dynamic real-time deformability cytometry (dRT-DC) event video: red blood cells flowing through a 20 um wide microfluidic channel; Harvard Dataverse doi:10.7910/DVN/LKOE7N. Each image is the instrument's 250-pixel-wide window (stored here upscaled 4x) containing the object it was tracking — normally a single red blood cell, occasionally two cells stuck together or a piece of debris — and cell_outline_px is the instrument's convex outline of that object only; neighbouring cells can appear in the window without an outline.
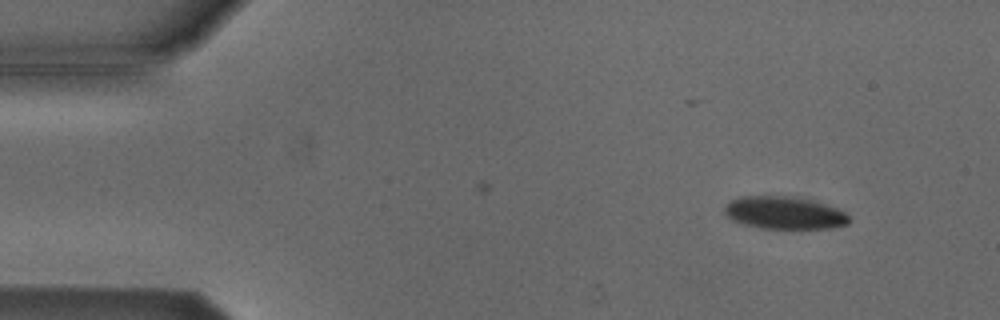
{"species": "Egyptian fruit bat (a non-hibernating species)", "species_latin": "Rousettus aegyptiacus", "temperature_condition": "cold", "stored_images_in_passage": 44, "camera_frame_rate_fps": 3000, "um_per_image_px": 0.085, "animal": {"sex": "male"}, "frame": {"image": 1, "passage_image": 2, "time_ms": 0.333, "image_size_px": [1000, 320], "cell_outline_px": [[852, 220], [848, 224], [832, 228], [760, 228], [744, 224], [732, 220], [724, 212], [724, 208], [732, 200], [740, 196], [792, 196], [812, 200], [836, 208], [844, 212]], "centroid_in_image_um": [66.69, 18.09], "position_along_channel_um": 18.3, "area_um2": 23.52}}
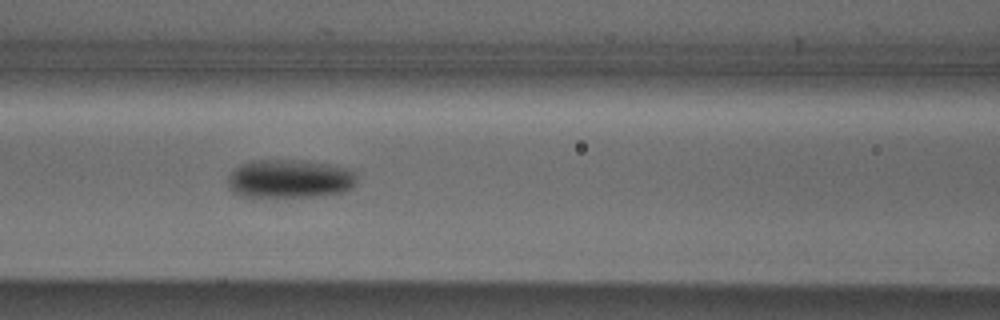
{"frame": {"image": 2, "passage_image": 19, "time_ms": 6.0, "image_size_px": [1000, 320], "cell_outline_px": [[356, 184], [352, 188], [344, 192], [312, 196], [240, 196], [232, 192], [228, 184], [228, 176], [240, 164], [252, 160], [296, 160], [352, 168], [356, 172]], "centroid_in_image_um": [24.64, 15.19], "position_along_channel_um": 142.0, "area_um2": 28.9}}
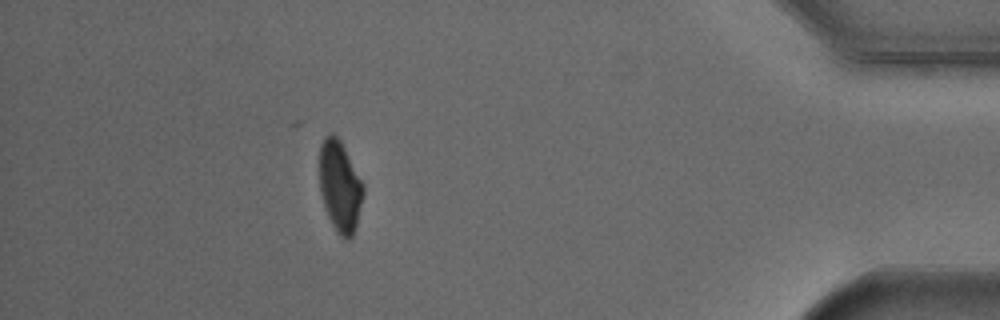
{"frame": {"image": 3, "passage_image": 44, "time_ms": 14.333, "image_size_px": [1000, 320], "cell_outline_px": [[364, 192], [356, 228], [352, 236], [348, 240], [344, 240], [336, 232], [328, 216], [320, 192], [320, 144], [324, 136], [332, 132], [340, 140], [364, 184]], "centroid_in_image_um": [28.9, 15.85], "position_along_channel_um": 406.3, "area_um2": 23.29}, "authors_computed_cell_mechanics": {"area_um2": 27.0793, "velocity_mm_per_s": 3.8166, "shape_relaxation_time_tau1_ms": 3.7964, "shape_relaxation_time_tau2_ms": null, "deformation_change_tau1": 0.1137, "deformation_change_tau2": null}}